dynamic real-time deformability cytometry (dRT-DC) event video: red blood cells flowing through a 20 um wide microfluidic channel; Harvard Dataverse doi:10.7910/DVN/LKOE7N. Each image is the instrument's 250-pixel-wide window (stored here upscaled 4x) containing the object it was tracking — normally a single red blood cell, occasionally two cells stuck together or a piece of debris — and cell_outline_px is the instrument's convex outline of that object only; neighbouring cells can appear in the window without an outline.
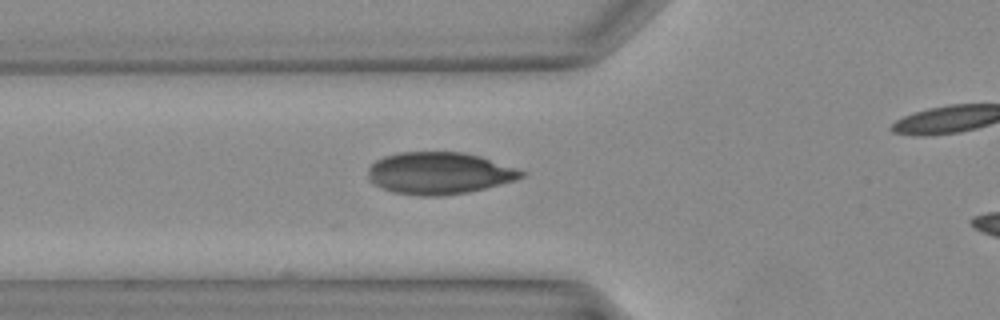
{"species": "Egyptian fruit bat (a non-hibernating species)", "species_latin": "Rousettus aegyptiacus", "temperature_condition": "warm", "stored_images_in_passage": 14, "camera_frame_rate_fps": 3000, "um_per_image_px": 0.085, "animal": {"sex": "female"}, "frame": {"image": 1, "passage_image": 14, "time_ms": 4.333, "image_size_px": [1000, 320], "cell_outline_px": [[524, 176], [516, 180], [468, 192], [436, 196], [420, 196], [392, 192], [368, 180], [368, 168], [376, 160], [384, 156], [400, 152], [460, 152], [480, 156], [524, 172]], "centroid_in_image_um": [37.28, 14.72], "position_along_channel_um": 88.5, "area_um2": 37.11}}